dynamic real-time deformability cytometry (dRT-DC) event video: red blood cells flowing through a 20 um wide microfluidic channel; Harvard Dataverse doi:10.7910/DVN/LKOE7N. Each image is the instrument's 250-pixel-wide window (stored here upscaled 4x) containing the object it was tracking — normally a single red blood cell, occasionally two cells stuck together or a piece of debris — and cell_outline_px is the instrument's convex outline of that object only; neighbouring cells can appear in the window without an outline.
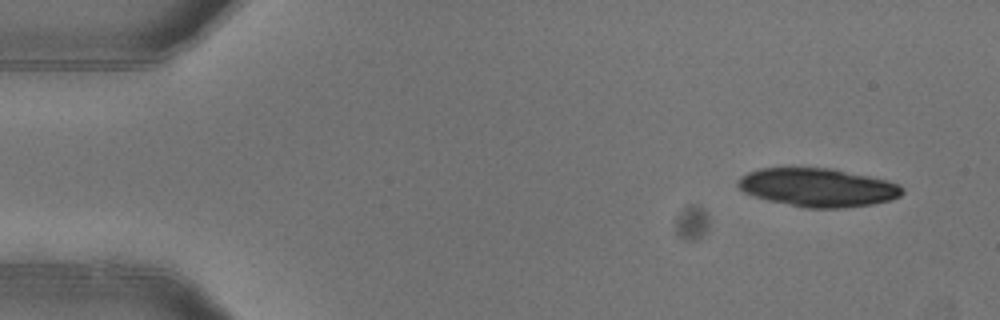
{"species": "common noctule bat (a hibernating species)", "species_latin": "Nyctalus noctula", "temperature_condition": "warm", "stored_images_in_passage": 5, "camera_frame_rate_fps": 3000, "um_per_image_px": 0.085, "animal": {"sex": "female"}, "frame": {"image": 1, "passage_image": 1, "time_ms": 0.0, "image_size_px": [1000, 320], "cell_outline_px": [[904, 192], [900, 196], [892, 200], [872, 204], [844, 208], [808, 208], [768, 200], [744, 192], [736, 184], [736, 180], [740, 176], [748, 172], [760, 168], [832, 168], [888, 180], [900, 184], [904, 188]], "centroid_in_image_um": [69.55, 15.93], "position_along_channel_um": 15.5, "area_um2": 36.93}}